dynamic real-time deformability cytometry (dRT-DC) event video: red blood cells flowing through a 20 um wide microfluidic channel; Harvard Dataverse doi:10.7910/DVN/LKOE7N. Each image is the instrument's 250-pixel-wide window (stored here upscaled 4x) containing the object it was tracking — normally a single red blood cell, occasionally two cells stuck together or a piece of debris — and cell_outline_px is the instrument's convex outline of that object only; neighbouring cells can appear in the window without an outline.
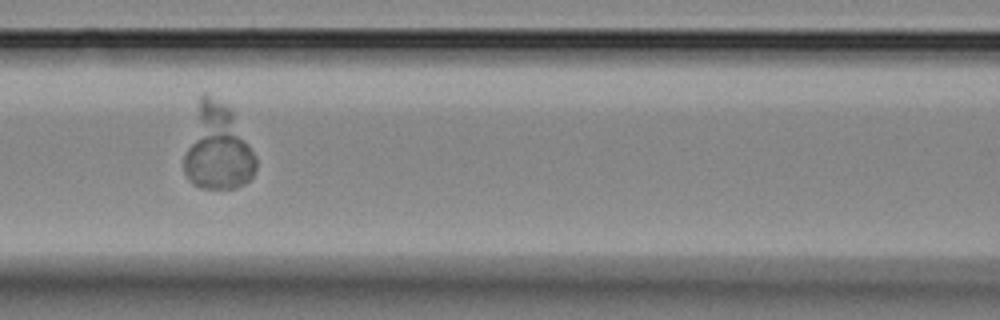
{"species": "Egyptian fruit bat (a non-hibernating species)", "species_latin": "Rousettus aegyptiacus", "temperature_condition": "room temperature", "stored_images_in_passage": 10, "camera_frame_rate_fps": 3000, "um_per_image_px": 0.085, "animal": {"sex": "female"}, "frame": {"image": 1, "passage_image": 7, "time_ms": 7.0, "image_size_px": [1000, 320], "cell_outline_px": [[256, 168], [252, 176], [244, 184], [236, 188], [200, 188], [192, 184], [184, 172], [184, 156], [200, 96], [204, 92], [232, 108], [256, 156]], "centroid_in_image_um": [18.52, 12.57], "position_along_channel_um": 148.1, "area_um2": 35.66}}
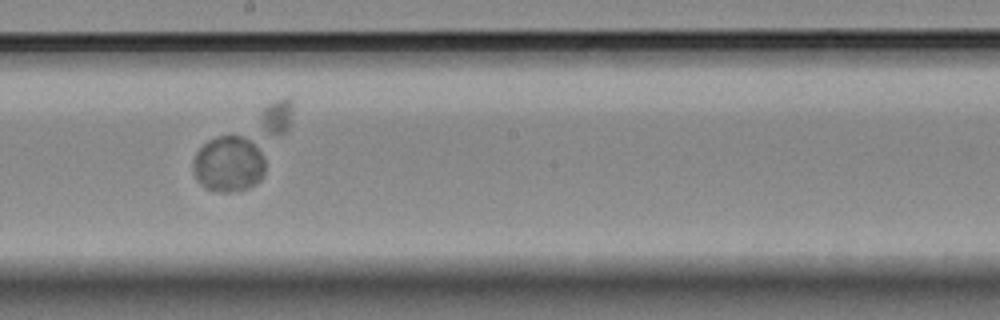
{"frame": {"image": 2, "passage_image": 9, "time_ms": 9.333, "image_size_px": [1000, 320], "cell_outline_px": [[264, 172], [260, 180], [256, 184], [248, 188], [236, 192], [216, 192], [204, 188], [196, 180], [192, 168], [192, 160], [196, 152], [208, 140], [220, 136], [240, 136], [248, 140], [260, 152], [264, 160]], "centroid_in_image_um": [19.38, 13.99], "position_along_channel_um": 228.8, "area_um2": 23.52}}
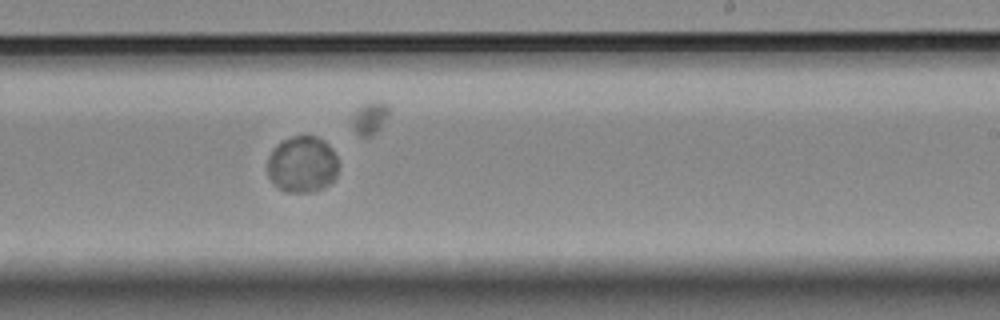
{"frame": {"image": 3, "passage_image": 10, "time_ms": 10.333, "image_size_px": [1000, 320], "cell_outline_px": [[336, 176], [328, 184], [312, 192], [284, 192], [272, 184], [268, 176], [268, 156], [272, 148], [280, 140], [292, 136], [316, 136], [324, 140], [332, 148], [336, 156]], "centroid_in_image_um": [25.64, 13.96], "position_along_channel_um": 263.4, "area_um2": 23.52}}